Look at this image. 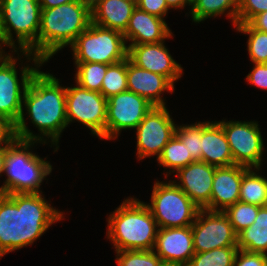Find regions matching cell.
Wrapping results in <instances>:
<instances>
[{
    "instance_id": "cell-1",
    "label": "cell",
    "mask_w": 267,
    "mask_h": 266,
    "mask_svg": "<svg viewBox=\"0 0 267 266\" xmlns=\"http://www.w3.org/2000/svg\"><path fill=\"white\" fill-rule=\"evenodd\" d=\"M42 193H0V258L32 245L64 218Z\"/></svg>"
},
{
    "instance_id": "cell-2",
    "label": "cell",
    "mask_w": 267,
    "mask_h": 266,
    "mask_svg": "<svg viewBox=\"0 0 267 266\" xmlns=\"http://www.w3.org/2000/svg\"><path fill=\"white\" fill-rule=\"evenodd\" d=\"M24 109L34 127L38 128L39 142L46 144L48 140L50 147L55 146L56 152L60 135L68 126L66 86H61L59 79L51 73L38 69L24 93L22 110Z\"/></svg>"
},
{
    "instance_id": "cell-3",
    "label": "cell",
    "mask_w": 267,
    "mask_h": 266,
    "mask_svg": "<svg viewBox=\"0 0 267 266\" xmlns=\"http://www.w3.org/2000/svg\"><path fill=\"white\" fill-rule=\"evenodd\" d=\"M16 53L18 54L17 58L13 56ZM14 54L12 51L8 54L5 51H0V118L8 120L14 125L15 137L17 139L39 142V134H33L25 122L22 103L24 93L32 76L44 62L26 51H20V53L15 51ZM19 54L27 57L25 62L31 63V60L34 62V67L29 66L30 64L28 63L24 67L23 64L21 65L20 79H18L16 67V61L20 60L21 62L22 58ZM19 80L21 81L19 82Z\"/></svg>"
},
{
    "instance_id": "cell-4",
    "label": "cell",
    "mask_w": 267,
    "mask_h": 266,
    "mask_svg": "<svg viewBox=\"0 0 267 266\" xmlns=\"http://www.w3.org/2000/svg\"><path fill=\"white\" fill-rule=\"evenodd\" d=\"M92 22L91 0H78L41 10L38 58L44 63L71 45Z\"/></svg>"
},
{
    "instance_id": "cell-5",
    "label": "cell",
    "mask_w": 267,
    "mask_h": 266,
    "mask_svg": "<svg viewBox=\"0 0 267 266\" xmlns=\"http://www.w3.org/2000/svg\"><path fill=\"white\" fill-rule=\"evenodd\" d=\"M107 222V237L115 251L154 249L159 227L145 202L128 197Z\"/></svg>"
},
{
    "instance_id": "cell-6",
    "label": "cell",
    "mask_w": 267,
    "mask_h": 266,
    "mask_svg": "<svg viewBox=\"0 0 267 266\" xmlns=\"http://www.w3.org/2000/svg\"><path fill=\"white\" fill-rule=\"evenodd\" d=\"M41 10L38 0H0L1 51L5 46L38 57Z\"/></svg>"
},
{
    "instance_id": "cell-7",
    "label": "cell",
    "mask_w": 267,
    "mask_h": 266,
    "mask_svg": "<svg viewBox=\"0 0 267 266\" xmlns=\"http://www.w3.org/2000/svg\"><path fill=\"white\" fill-rule=\"evenodd\" d=\"M38 141L15 138L6 148L5 178L0 193H41V183L52 172V165L31 151Z\"/></svg>"
},
{
    "instance_id": "cell-8",
    "label": "cell",
    "mask_w": 267,
    "mask_h": 266,
    "mask_svg": "<svg viewBox=\"0 0 267 266\" xmlns=\"http://www.w3.org/2000/svg\"><path fill=\"white\" fill-rule=\"evenodd\" d=\"M74 62L114 64L127 58L123 33L91 22L69 46Z\"/></svg>"
},
{
    "instance_id": "cell-9",
    "label": "cell",
    "mask_w": 267,
    "mask_h": 266,
    "mask_svg": "<svg viewBox=\"0 0 267 266\" xmlns=\"http://www.w3.org/2000/svg\"><path fill=\"white\" fill-rule=\"evenodd\" d=\"M145 203L159 228L191 226L200 208L172 181H155Z\"/></svg>"
},
{
    "instance_id": "cell-10",
    "label": "cell",
    "mask_w": 267,
    "mask_h": 266,
    "mask_svg": "<svg viewBox=\"0 0 267 266\" xmlns=\"http://www.w3.org/2000/svg\"><path fill=\"white\" fill-rule=\"evenodd\" d=\"M106 109L107 99L97 91H91L76 83L66 87V118L68 125L78 121L92 135L106 140Z\"/></svg>"
},
{
    "instance_id": "cell-11",
    "label": "cell",
    "mask_w": 267,
    "mask_h": 266,
    "mask_svg": "<svg viewBox=\"0 0 267 266\" xmlns=\"http://www.w3.org/2000/svg\"><path fill=\"white\" fill-rule=\"evenodd\" d=\"M223 128L234 164L261 169L265 160L264 141L258 121H217ZM264 158V159H263Z\"/></svg>"
},
{
    "instance_id": "cell-12",
    "label": "cell",
    "mask_w": 267,
    "mask_h": 266,
    "mask_svg": "<svg viewBox=\"0 0 267 266\" xmlns=\"http://www.w3.org/2000/svg\"><path fill=\"white\" fill-rule=\"evenodd\" d=\"M177 124L167 106H154L135 128L137 158H158L168 141L175 135Z\"/></svg>"
},
{
    "instance_id": "cell-13",
    "label": "cell",
    "mask_w": 267,
    "mask_h": 266,
    "mask_svg": "<svg viewBox=\"0 0 267 266\" xmlns=\"http://www.w3.org/2000/svg\"><path fill=\"white\" fill-rule=\"evenodd\" d=\"M153 107L146 98L128 90L108 98L106 140L118 138L122 130L135 129Z\"/></svg>"
},
{
    "instance_id": "cell-14",
    "label": "cell",
    "mask_w": 267,
    "mask_h": 266,
    "mask_svg": "<svg viewBox=\"0 0 267 266\" xmlns=\"http://www.w3.org/2000/svg\"><path fill=\"white\" fill-rule=\"evenodd\" d=\"M191 228L195 253L237 246V234L223 211L200 209Z\"/></svg>"
},
{
    "instance_id": "cell-15",
    "label": "cell",
    "mask_w": 267,
    "mask_h": 266,
    "mask_svg": "<svg viewBox=\"0 0 267 266\" xmlns=\"http://www.w3.org/2000/svg\"><path fill=\"white\" fill-rule=\"evenodd\" d=\"M164 42L127 45V57L136 66L163 75L174 84L182 77L183 67L172 58Z\"/></svg>"
},
{
    "instance_id": "cell-16",
    "label": "cell",
    "mask_w": 267,
    "mask_h": 266,
    "mask_svg": "<svg viewBox=\"0 0 267 266\" xmlns=\"http://www.w3.org/2000/svg\"><path fill=\"white\" fill-rule=\"evenodd\" d=\"M153 250L165 265L187 266L195 254L191 226L159 228Z\"/></svg>"
},
{
    "instance_id": "cell-17",
    "label": "cell",
    "mask_w": 267,
    "mask_h": 266,
    "mask_svg": "<svg viewBox=\"0 0 267 266\" xmlns=\"http://www.w3.org/2000/svg\"><path fill=\"white\" fill-rule=\"evenodd\" d=\"M215 166L195 161L176 171L173 182L200 208L210 211Z\"/></svg>"
},
{
    "instance_id": "cell-18",
    "label": "cell",
    "mask_w": 267,
    "mask_h": 266,
    "mask_svg": "<svg viewBox=\"0 0 267 266\" xmlns=\"http://www.w3.org/2000/svg\"><path fill=\"white\" fill-rule=\"evenodd\" d=\"M172 34L165 19L151 15L136 7L123 36L126 44L129 41V45H139L163 42L172 38Z\"/></svg>"
},
{
    "instance_id": "cell-19",
    "label": "cell",
    "mask_w": 267,
    "mask_h": 266,
    "mask_svg": "<svg viewBox=\"0 0 267 266\" xmlns=\"http://www.w3.org/2000/svg\"><path fill=\"white\" fill-rule=\"evenodd\" d=\"M174 86L167 77L138 67L127 57L128 91L146 98L154 106H165L162 94L165 91L173 93Z\"/></svg>"
},
{
    "instance_id": "cell-20",
    "label": "cell",
    "mask_w": 267,
    "mask_h": 266,
    "mask_svg": "<svg viewBox=\"0 0 267 266\" xmlns=\"http://www.w3.org/2000/svg\"><path fill=\"white\" fill-rule=\"evenodd\" d=\"M249 168L241 165L216 167L210 199V211H224L239 201L242 175Z\"/></svg>"
},
{
    "instance_id": "cell-21",
    "label": "cell",
    "mask_w": 267,
    "mask_h": 266,
    "mask_svg": "<svg viewBox=\"0 0 267 266\" xmlns=\"http://www.w3.org/2000/svg\"><path fill=\"white\" fill-rule=\"evenodd\" d=\"M202 162L215 167L234 165L233 156L222 126L217 122H201Z\"/></svg>"
},
{
    "instance_id": "cell-22",
    "label": "cell",
    "mask_w": 267,
    "mask_h": 266,
    "mask_svg": "<svg viewBox=\"0 0 267 266\" xmlns=\"http://www.w3.org/2000/svg\"><path fill=\"white\" fill-rule=\"evenodd\" d=\"M136 7L125 0H91L92 23L124 33Z\"/></svg>"
},
{
    "instance_id": "cell-23",
    "label": "cell",
    "mask_w": 267,
    "mask_h": 266,
    "mask_svg": "<svg viewBox=\"0 0 267 266\" xmlns=\"http://www.w3.org/2000/svg\"><path fill=\"white\" fill-rule=\"evenodd\" d=\"M237 247L267 254V206L260 207L255 222L237 235Z\"/></svg>"
},
{
    "instance_id": "cell-24",
    "label": "cell",
    "mask_w": 267,
    "mask_h": 266,
    "mask_svg": "<svg viewBox=\"0 0 267 266\" xmlns=\"http://www.w3.org/2000/svg\"><path fill=\"white\" fill-rule=\"evenodd\" d=\"M238 6V0H192L189 13L193 22L200 23L208 18L221 16L226 12V16L231 19L235 27Z\"/></svg>"
},
{
    "instance_id": "cell-25",
    "label": "cell",
    "mask_w": 267,
    "mask_h": 266,
    "mask_svg": "<svg viewBox=\"0 0 267 266\" xmlns=\"http://www.w3.org/2000/svg\"><path fill=\"white\" fill-rule=\"evenodd\" d=\"M257 171L260 169L249 168L242 175L239 201L259 207L267 206V178L259 175Z\"/></svg>"
},
{
    "instance_id": "cell-26",
    "label": "cell",
    "mask_w": 267,
    "mask_h": 266,
    "mask_svg": "<svg viewBox=\"0 0 267 266\" xmlns=\"http://www.w3.org/2000/svg\"><path fill=\"white\" fill-rule=\"evenodd\" d=\"M156 160L159 165L165 167L164 169H170L169 172L167 170L165 179L171 175L170 173L195 162L188 153L186 145L176 135L168 141Z\"/></svg>"
},
{
    "instance_id": "cell-27",
    "label": "cell",
    "mask_w": 267,
    "mask_h": 266,
    "mask_svg": "<svg viewBox=\"0 0 267 266\" xmlns=\"http://www.w3.org/2000/svg\"><path fill=\"white\" fill-rule=\"evenodd\" d=\"M76 67L75 82L81 87L101 93V85L108 64L93 62H74Z\"/></svg>"
},
{
    "instance_id": "cell-28",
    "label": "cell",
    "mask_w": 267,
    "mask_h": 266,
    "mask_svg": "<svg viewBox=\"0 0 267 266\" xmlns=\"http://www.w3.org/2000/svg\"><path fill=\"white\" fill-rule=\"evenodd\" d=\"M127 87V58L108 66L101 85V94L106 98L125 92Z\"/></svg>"
},
{
    "instance_id": "cell-29",
    "label": "cell",
    "mask_w": 267,
    "mask_h": 266,
    "mask_svg": "<svg viewBox=\"0 0 267 266\" xmlns=\"http://www.w3.org/2000/svg\"><path fill=\"white\" fill-rule=\"evenodd\" d=\"M238 32L249 35L247 50L252 63H267V33L254 29L249 23L236 24Z\"/></svg>"
},
{
    "instance_id": "cell-30",
    "label": "cell",
    "mask_w": 267,
    "mask_h": 266,
    "mask_svg": "<svg viewBox=\"0 0 267 266\" xmlns=\"http://www.w3.org/2000/svg\"><path fill=\"white\" fill-rule=\"evenodd\" d=\"M237 251V246H228L195 253L187 266H234Z\"/></svg>"
},
{
    "instance_id": "cell-31",
    "label": "cell",
    "mask_w": 267,
    "mask_h": 266,
    "mask_svg": "<svg viewBox=\"0 0 267 266\" xmlns=\"http://www.w3.org/2000/svg\"><path fill=\"white\" fill-rule=\"evenodd\" d=\"M259 208L257 205L238 201L227 207L223 212L229 218L234 232L238 235L255 222Z\"/></svg>"
},
{
    "instance_id": "cell-32",
    "label": "cell",
    "mask_w": 267,
    "mask_h": 266,
    "mask_svg": "<svg viewBox=\"0 0 267 266\" xmlns=\"http://www.w3.org/2000/svg\"><path fill=\"white\" fill-rule=\"evenodd\" d=\"M116 252L118 266H164L154 250H122Z\"/></svg>"
},
{
    "instance_id": "cell-33",
    "label": "cell",
    "mask_w": 267,
    "mask_h": 266,
    "mask_svg": "<svg viewBox=\"0 0 267 266\" xmlns=\"http://www.w3.org/2000/svg\"><path fill=\"white\" fill-rule=\"evenodd\" d=\"M175 135L186 145L194 161H202L201 122L177 125Z\"/></svg>"
},
{
    "instance_id": "cell-34",
    "label": "cell",
    "mask_w": 267,
    "mask_h": 266,
    "mask_svg": "<svg viewBox=\"0 0 267 266\" xmlns=\"http://www.w3.org/2000/svg\"><path fill=\"white\" fill-rule=\"evenodd\" d=\"M267 11V0H239L237 24L248 23L254 16Z\"/></svg>"
},
{
    "instance_id": "cell-35",
    "label": "cell",
    "mask_w": 267,
    "mask_h": 266,
    "mask_svg": "<svg viewBox=\"0 0 267 266\" xmlns=\"http://www.w3.org/2000/svg\"><path fill=\"white\" fill-rule=\"evenodd\" d=\"M234 266H267V254L238 250Z\"/></svg>"
},
{
    "instance_id": "cell-36",
    "label": "cell",
    "mask_w": 267,
    "mask_h": 266,
    "mask_svg": "<svg viewBox=\"0 0 267 266\" xmlns=\"http://www.w3.org/2000/svg\"><path fill=\"white\" fill-rule=\"evenodd\" d=\"M254 67L246 76L248 84L267 91V63H253Z\"/></svg>"
},
{
    "instance_id": "cell-37",
    "label": "cell",
    "mask_w": 267,
    "mask_h": 266,
    "mask_svg": "<svg viewBox=\"0 0 267 266\" xmlns=\"http://www.w3.org/2000/svg\"><path fill=\"white\" fill-rule=\"evenodd\" d=\"M137 7L151 15L164 19L169 8L165 0H140Z\"/></svg>"
},
{
    "instance_id": "cell-38",
    "label": "cell",
    "mask_w": 267,
    "mask_h": 266,
    "mask_svg": "<svg viewBox=\"0 0 267 266\" xmlns=\"http://www.w3.org/2000/svg\"><path fill=\"white\" fill-rule=\"evenodd\" d=\"M15 138L14 125L0 118V148H7Z\"/></svg>"
},
{
    "instance_id": "cell-39",
    "label": "cell",
    "mask_w": 267,
    "mask_h": 266,
    "mask_svg": "<svg viewBox=\"0 0 267 266\" xmlns=\"http://www.w3.org/2000/svg\"><path fill=\"white\" fill-rule=\"evenodd\" d=\"M248 23L254 29L267 33V11L257 14Z\"/></svg>"
},
{
    "instance_id": "cell-40",
    "label": "cell",
    "mask_w": 267,
    "mask_h": 266,
    "mask_svg": "<svg viewBox=\"0 0 267 266\" xmlns=\"http://www.w3.org/2000/svg\"><path fill=\"white\" fill-rule=\"evenodd\" d=\"M40 5H41V9H48V8H54L56 6L65 4V3H71L74 1H78V0H38Z\"/></svg>"
},
{
    "instance_id": "cell-41",
    "label": "cell",
    "mask_w": 267,
    "mask_h": 266,
    "mask_svg": "<svg viewBox=\"0 0 267 266\" xmlns=\"http://www.w3.org/2000/svg\"><path fill=\"white\" fill-rule=\"evenodd\" d=\"M169 9H179L185 8V6H190L192 4V0H165Z\"/></svg>"
},
{
    "instance_id": "cell-42",
    "label": "cell",
    "mask_w": 267,
    "mask_h": 266,
    "mask_svg": "<svg viewBox=\"0 0 267 266\" xmlns=\"http://www.w3.org/2000/svg\"><path fill=\"white\" fill-rule=\"evenodd\" d=\"M6 148H0V176L4 173Z\"/></svg>"
},
{
    "instance_id": "cell-43",
    "label": "cell",
    "mask_w": 267,
    "mask_h": 266,
    "mask_svg": "<svg viewBox=\"0 0 267 266\" xmlns=\"http://www.w3.org/2000/svg\"><path fill=\"white\" fill-rule=\"evenodd\" d=\"M125 1H128V2H131V3H133L134 5H138L139 4V2H140V0H125Z\"/></svg>"
},
{
    "instance_id": "cell-44",
    "label": "cell",
    "mask_w": 267,
    "mask_h": 266,
    "mask_svg": "<svg viewBox=\"0 0 267 266\" xmlns=\"http://www.w3.org/2000/svg\"><path fill=\"white\" fill-rule=\"evenodd\" d=\"M0 51H1V29H0Z\"/></svg>"
}]
</instances>
